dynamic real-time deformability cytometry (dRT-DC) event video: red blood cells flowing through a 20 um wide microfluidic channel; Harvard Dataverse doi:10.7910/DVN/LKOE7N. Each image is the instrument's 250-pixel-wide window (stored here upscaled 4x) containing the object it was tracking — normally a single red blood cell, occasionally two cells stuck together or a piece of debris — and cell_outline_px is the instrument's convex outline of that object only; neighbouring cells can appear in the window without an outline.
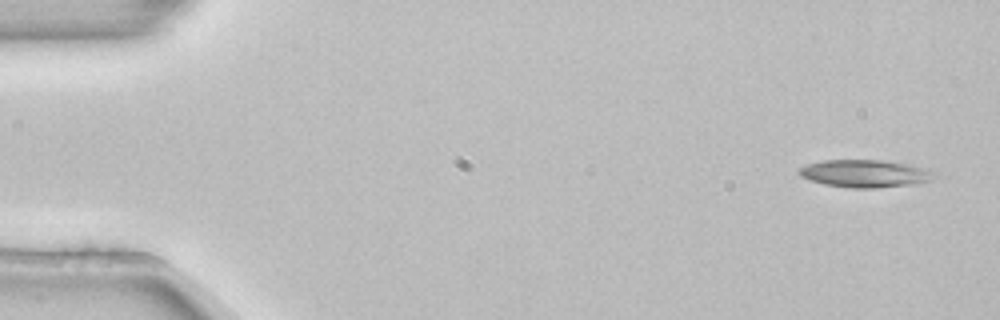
{"species": "common noctule bat (a hibernating species)", "species_latin": "Nyctalus noctula", "temperature_condition": "room temperature", "stored_images_in_passage": 4, "camera_frame_rate_fps": 3000, "um_per_image_px": 0.085, "animal": {"sex": "female", "body_mass_g": 22.7, "forearm_length_mm": 54.2}, "frame": {"image": 1, "passage_image": 1, "time_ms": 0.0, "image_size_px": [1000, 320], "cell_outline_px": [[940, 176], [932, 180], [912, 184], [876, 188], [852, 188], [824, 184], [800, 176], [796, 172], [800, 168], [808, 164], [824, 160], [884, 160], [928, 168], [940, 172]], "centroid_in_image_um": [73.62, 14.75], "position_along_channel_um": 11.4, "area_um2": 21.96}}
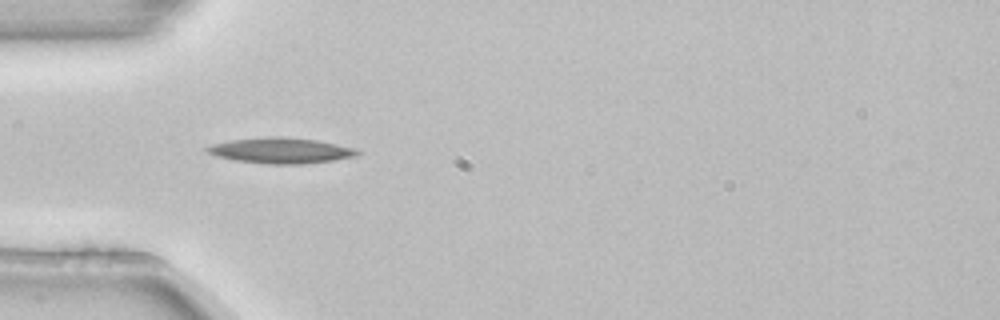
{"frame": {"image": 2, "passage_image": 4, "time_ms": 1.0, "image_size_px": [1000, 320], "cell_outline_px": [[360, 152], [356, 156], [332, 160], [300, 164], [268, 164], [236, 160], [216, 156], [208, 152], [204, 148], [212, 144], [232, 140], [272, 136], [280, 136], [316, 140], [336, 144], [352, 148]], "centroid_in_image_um": [23.84, 12.79], "position_along_channel_um": 61.2, "area_um2": 22.08}}